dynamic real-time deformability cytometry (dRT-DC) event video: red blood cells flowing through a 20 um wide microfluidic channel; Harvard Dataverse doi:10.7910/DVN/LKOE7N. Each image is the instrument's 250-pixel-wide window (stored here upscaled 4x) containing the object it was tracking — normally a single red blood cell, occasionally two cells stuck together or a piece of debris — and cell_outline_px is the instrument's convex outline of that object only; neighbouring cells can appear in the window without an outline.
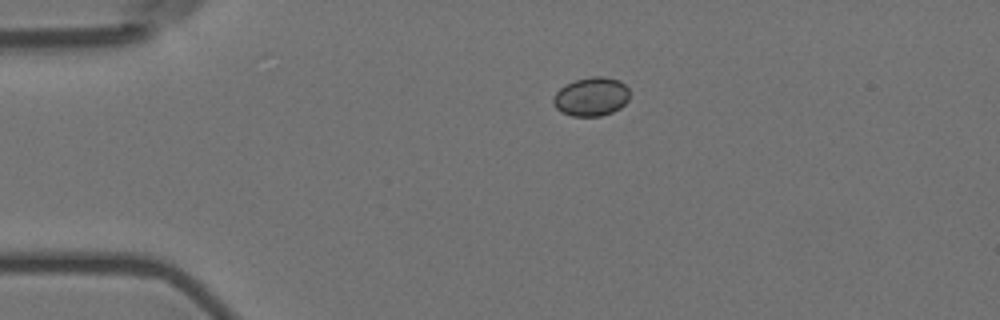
{"species": "Egyptian fruit bat (a non-hibernating species)", "species_latin": "Rousettus aegyptiacus", "temperature_condition": "room temperature", "stored_images_in_passage": 3, "camera_frame_rate_fps": 3000, "um_per_image_px": 0.085, "animal": {"sex": "female"}, "frame": {"image": 1, "passage_image": 1, "time_ms": 0.0, "image_size_px": [1000, 320], "cell_outline_px": [[628, 100], [620, 108], [612, 112], [600, 116], [572, 116], [560, 112], [552, 104], [552, 100], [556, 92], [560, 88], [576, 80], [592, 76], [604, 76], [620, 80], [628, 88]], "centroid_in_image_um": [50.25, 8.22], "position_along_channel_um": 34.8, "area_um2": 17.28}}
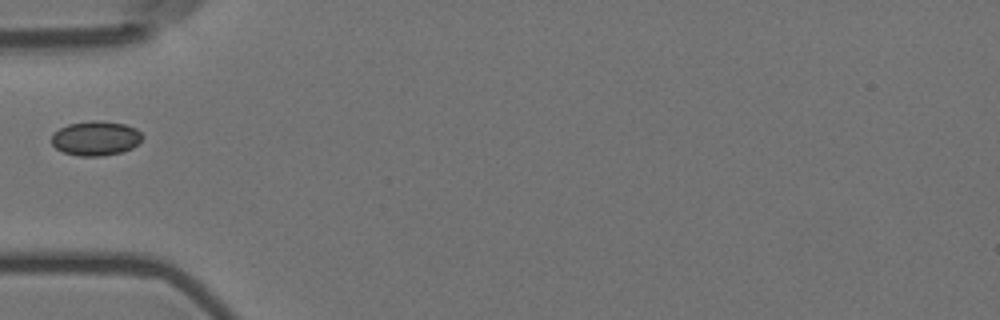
{"frame": {"image": 2, "passage_image": 3, "time_ms": 0.667, "image_size_px": [1000, 320], "cell_outline_px": [[144, 136], [132, 148], [120, 152], [100, 156], [80, 156], [64, 152], [56, 148], [52, 144], [52, 136], [60, 128], [68, 124], [92, 120], [96, 120], [124, 124], [136, 128]], "centroid_in_image_um": [8.14, 11.75], "position_along_channel_um": 76.9, "area_um2": 18.03}}